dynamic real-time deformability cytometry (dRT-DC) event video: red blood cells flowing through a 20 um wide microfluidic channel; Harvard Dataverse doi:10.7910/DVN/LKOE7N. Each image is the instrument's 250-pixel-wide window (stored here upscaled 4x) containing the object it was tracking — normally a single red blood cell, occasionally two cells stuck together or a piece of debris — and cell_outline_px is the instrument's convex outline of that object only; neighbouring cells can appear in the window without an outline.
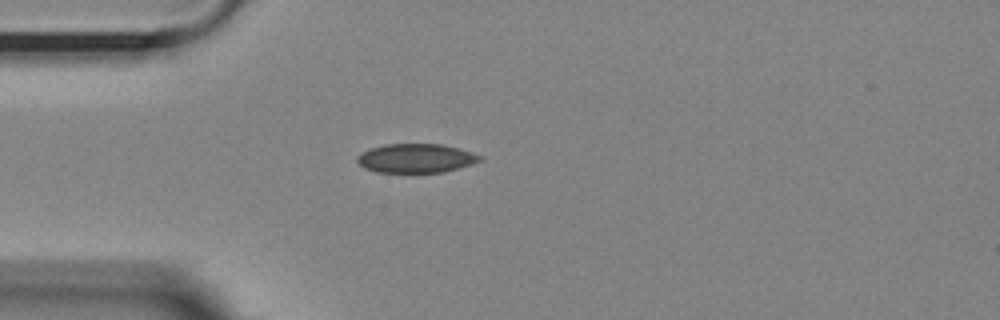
{"species": "Egyptian fruit bat (a non-hibernating species)", "species_latin": "Rousettus aegyptiacus", "temperature_condition": "room temperature", "stored_images_in_passage": 41, "camera_frame_rate_fps": 3000, "um_per_image_px": 0.085, "animal": {"sex": "female"}, "frame": {"image": 1, "passage_image": 1, "time_ms": 0.0, "image_size_px": [1000, 320], "cell_outline_px": [[480, 160], [472, 164], [444, 172], [376, 172], [364, 168], [356, 160], [356, 156], [360, 152], [368, 148], [384, 144], [444, 144], [472, 152], [480, 156]], "centroid_in_image_um": [35.3, 13.44], "position_along_channel_um": 49.7, "area_um2": 20.81}}
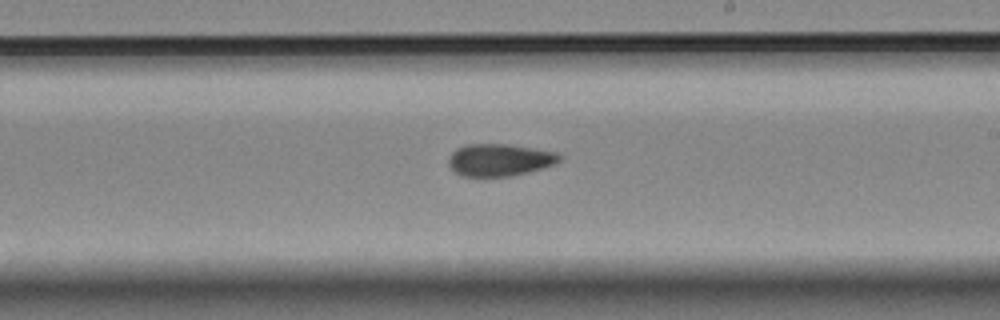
{"frame": {"image": 2, "passage_image": 18, "time_ms": 5.667, "image_size_px": [1000, 320], "cell_outline_px": [[560, 160], [556, 164], [528, 172], [508, 176], [464, 176], [456, 172], [448, 164], [448, 156], [456, 148], [464, 144], [508, 144], [556, 152], [560, 156]], "centroid_in_image_um": [42.44, 13.58], "position_along_channel_um": 246.6, "area_um2": 20.75}}
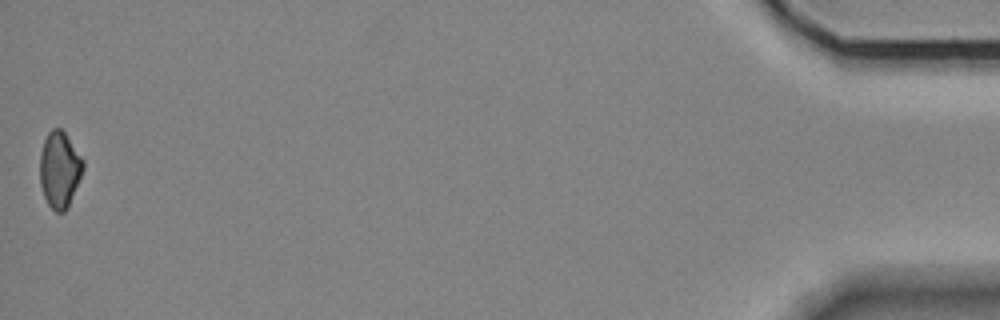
{"frame": {"image": 3, "passage_image": 41, "time_ms": 13.333, "image_size_px": [1000, 320], "cell_outline_px": [[84, 168], [68, 208], [64, 212], [56, 212], [48, 204], [44, 196], [40, 184], [40, 152], [44, 140], [48, 132], [52, 128], [60, 128], [64, 132], [84, 160]], "centroid_in_image_um": [5.06, 14.42], "position_along_channel_um": 430.1, "area_um2": 19.19}, "authors_computed_cell_mechanics": {"area_um2": 20.808, "velocity_mm_per_s": 3.6259, "shape_relaxation_time_tau1_ms": null, "shape_relaxation_time_tau2_ms": 10.2149, "deformation_change_tau1": null, "deformation_change_tau2": 0.1321}}